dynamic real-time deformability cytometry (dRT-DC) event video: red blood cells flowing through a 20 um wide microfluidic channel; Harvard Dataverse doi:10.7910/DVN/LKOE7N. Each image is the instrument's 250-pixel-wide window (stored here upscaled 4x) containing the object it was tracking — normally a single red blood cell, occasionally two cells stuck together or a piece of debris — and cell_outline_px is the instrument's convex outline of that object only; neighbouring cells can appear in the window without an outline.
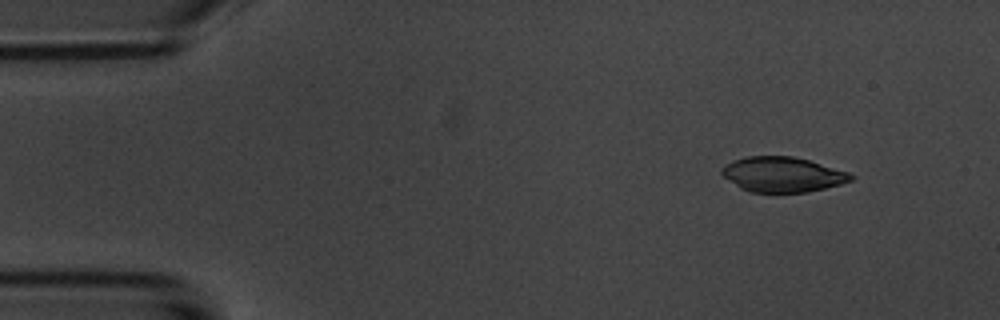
{"species": "common noctule bat (a hibernating species)", "species_latin": "Nyctalus noctula", "temperature_condition": "room temperature", "stored_images_in_passage": 6, "camera_frame_rate_fps": 3000, "um_per_image_px": 0.085, "animal": {"sex": "male", "body_mass_g": 20.1, "forearm_length_mm": 53.5}, "frame": {"image": 1, "passage_image": 1, "time_ms": 0.0, "image_size_px": [1000, 320], "cell_outline_px": [[856, 176], [852, 180], [840, 184], [808, 192], [748, 192], [740, 188], [724, 176], [720, 172], [720, 168], [732, 160], [748, 156], [792, 156], [808, 160], [848, 172]], "centroid_in_image_um": [66.49, 14.83], "position_along_channel_um": 18.5, "area_um2": 26.3}}
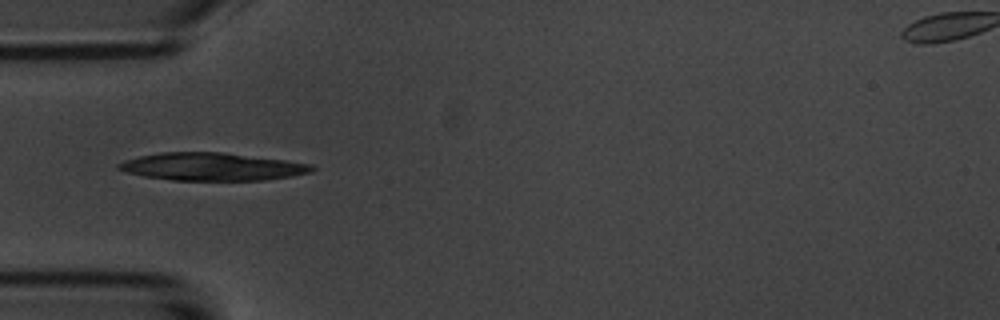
{"frame": {"image": 2, "passage_image": 4, "time_ms": 3.667, "image_size_px": [1000, 320], "cell_outline_px": [[316, 168], [312, 172], [292, 176], [264, 180], [172, 180], [144, 176], [128, 172], [116, 168], [116, 164], [124, 160], [140, 156], [160, 152], [224, 152], [284, 160], [312, 164]], "centroid_in_image_um": [18.02, 14.16], "position_along_channel_um": 67.0, "area_um2": 31.21}}